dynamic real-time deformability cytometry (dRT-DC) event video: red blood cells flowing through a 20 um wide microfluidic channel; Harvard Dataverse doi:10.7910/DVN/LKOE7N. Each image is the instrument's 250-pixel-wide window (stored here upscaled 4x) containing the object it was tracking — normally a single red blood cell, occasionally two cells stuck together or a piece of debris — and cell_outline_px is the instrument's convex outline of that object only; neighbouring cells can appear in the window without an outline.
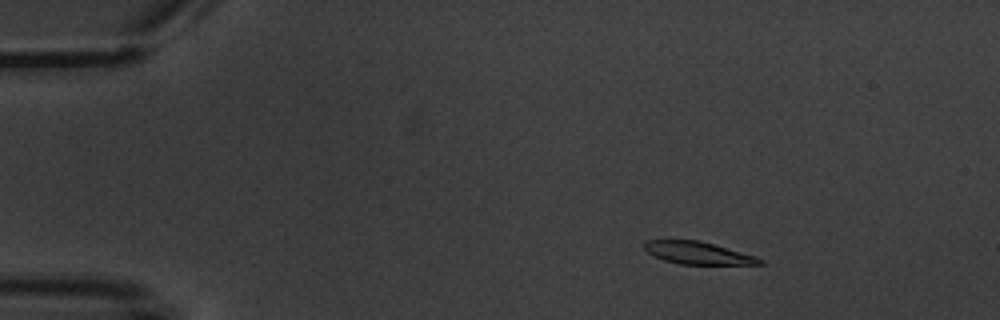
{"species": "common noctule bat (a hibernating species)", "species_latin": "Nyctalus noctula", "temperature_condition": "warm", "stored_images_in_passage": 5, "camera_frame_rate_fps": 3000, "um_per_image_px": 0.085, "animal": {"sex": "male", "body_mass_g": 20.1, "forearm_length_mm": 53.5}, "frame": {"image": 1, "passage_image": 2, "time_ms": 1.0, "image_size_px": [1000, 320], "cell_outline_px": [[764, 264], [680, 264], [664, 260], [648, 252], [644, 248], [644, 244], [648, 240], [700, 240], [756, 256], [764, 260]], "centroid_in_image_um": [59.35, 21.5], "position_along_channel_um": 25.6, "area_um2": 14.91}}
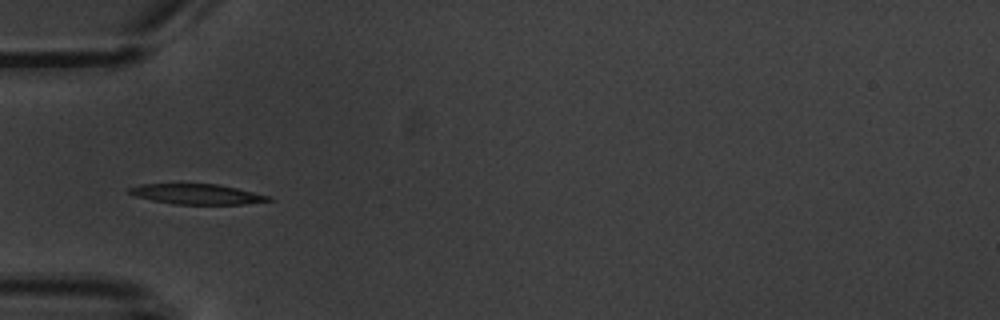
{"frame": {"image": 2, "passage_image": 4, "time_ms": 4.333, "image_size_px": [1000, 320], "cell_outline_px": [[272, 200], [244, 204], [176, 204], [152, 200], [132, 196], [128, 192], [128, 188], [140, 184], [216, 184], [236, 188], [272, 196]], "centroid_in_image_um": [16.71, 16.5], "position_along_channel_um": 68.3, "area_um2": 16.36}}